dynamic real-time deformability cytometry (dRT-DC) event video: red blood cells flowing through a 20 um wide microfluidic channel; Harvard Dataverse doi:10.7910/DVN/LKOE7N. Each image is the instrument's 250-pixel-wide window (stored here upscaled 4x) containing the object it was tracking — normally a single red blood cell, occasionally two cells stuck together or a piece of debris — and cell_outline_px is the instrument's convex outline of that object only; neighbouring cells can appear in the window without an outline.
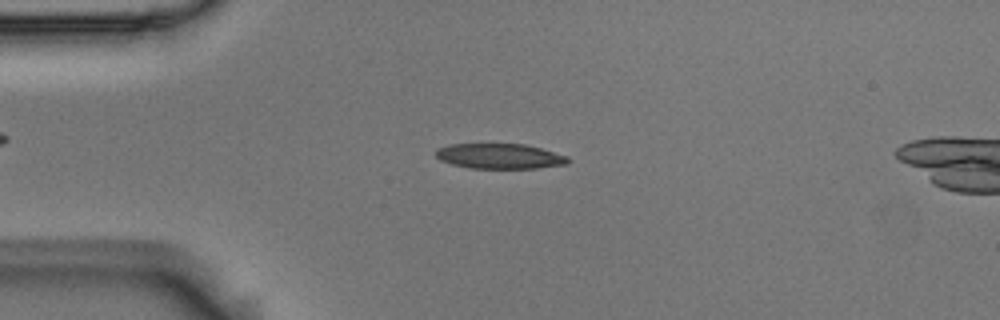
{"species": "Egyptian fruit bat (a non-hibernating species)", "species_latin": "Rousettus aegyptiacus", "temperature_condition": "room temperature", "stored_images_in_passage": 51, "camera_frame_rate_fps": 3000, "um_per_image_px": 0.085, "animal": {"sex": "male"}, "frame": {"image": 1, "passage_image": 10, "time_ms": 3.0, "image_size_px": [1000, 320], "cell_outline_px": [[572, 160], [568, 164], [536, 168], [468, 168], [452, 164], [440, 160], [436, 156], [436, 148], [448, 144], [524, 144], [540, 148], [568, 156]], "centroid_in_image_um": [42.48, 13.27], "position_along_channel_um": 42.5, "area_um2": 19.48}}
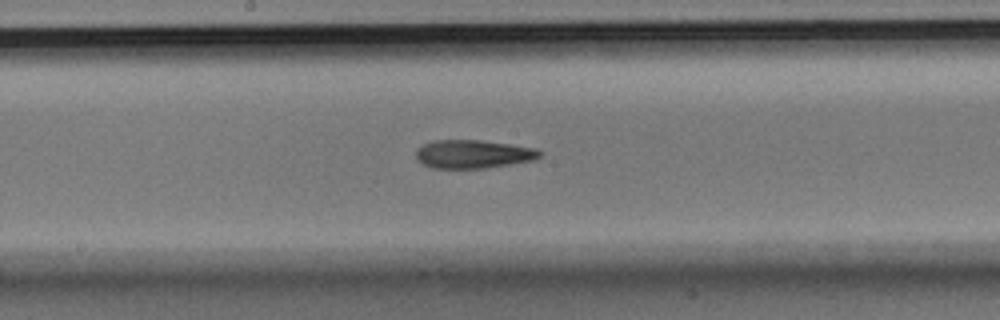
{"frame": {"image": 2, "passage_image": 25, "time_ms": 8.0, "image_size_px": [1000, 320], "cell_outline_px": [[540, 156], [532, 160], [484, 168], [432, 168], [420, 164], [416, 160], [416, 148], [420, 144], [432, 140], [480, 140], [508, 144], [532, 148], [540, 152]], "centroid_in_image_um": [40.07, 13.09], "position_along_channel_um": 208.1, "area_um2": 20.4}}
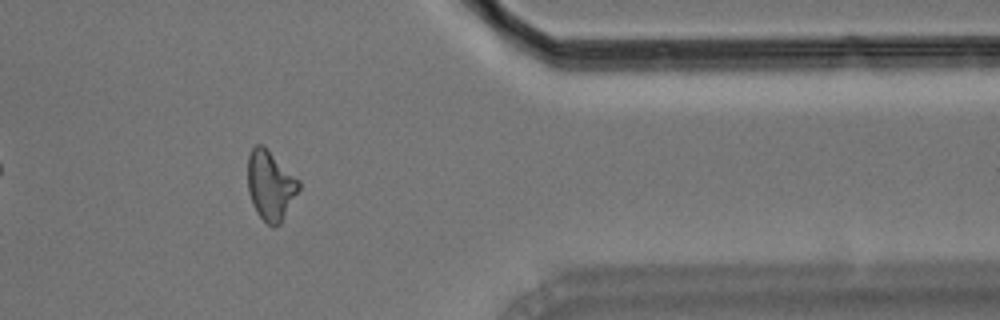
{"frame": {"image": 3, "passage_image": 41, "time_ms": 13.333, "image_size_px": [1000, 320], "cell_outline_px": [[300, 188], [280, 224], [276, 228], [268, 224], [256, 212], [252, 204], [248, 192], [248, 156], [252, 148], [256, 144], [264, 144], [300, 180]], "centroid_in_image_um": [22.99, 15.73], "position_along_channel_um": 388.4, "area_um2": 20.92}}